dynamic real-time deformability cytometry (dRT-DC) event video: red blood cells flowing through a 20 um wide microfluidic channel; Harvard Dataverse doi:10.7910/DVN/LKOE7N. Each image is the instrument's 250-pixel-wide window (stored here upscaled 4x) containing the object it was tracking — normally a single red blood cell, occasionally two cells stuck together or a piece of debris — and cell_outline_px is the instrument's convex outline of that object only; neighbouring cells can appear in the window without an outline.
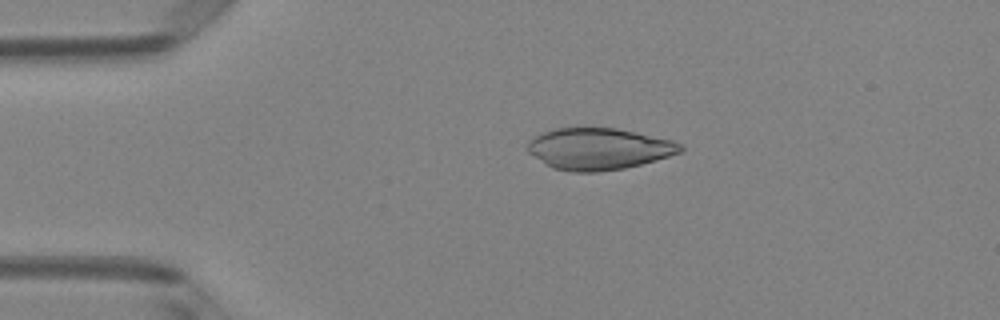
{"species": "Egyptian fruit bat (a non-hibernating species)", "species_latin": "Rousettus aegyptiacus", "temperature_condition": "room temperature", "stored_images_in_passage": 47, "camera_frame_rate_fps": 3000, "um_per_image_px": 0.085, "animal": {"sex": "female"}, "frame": {"image": 1, "passage_image": 8, "time_ms": 2.333, "image_size_px": [1000, 320], "cell_outline_px": [[684, 152], [656, 160], [624, 168], [596, 172], [572, 172], [552, 168], [544, 164], [528, 152], [528, 140], [544, 132], [556, 128], [616, 128], [636, 132], [672, 140], [684, 144]], "centroid_in_image_um": [50.92, 12.66], "position_along_channel_um": 34.1, "area_um2": 37.17}}
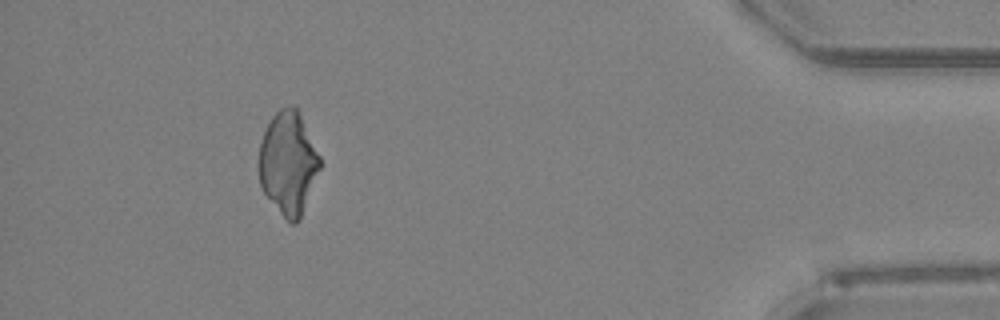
{"frame": {"image": 2, "passage_image": 43, "time_ms": 14.0, "image_size_px": [1000, 320], "cell_outline_px": [[320, 168], [300, 220], [296, 224], [292, 224], [280, 212], [264, 192], [260, 184], [260, 144], [264, 132], [272, 116], [280, 108], [296, 104], [300, 112], [320, 156]], "centroid_in_image_um": [24.52, 13.83], "position_along_channel_um": 410.7, "area_um2": 36.24}}